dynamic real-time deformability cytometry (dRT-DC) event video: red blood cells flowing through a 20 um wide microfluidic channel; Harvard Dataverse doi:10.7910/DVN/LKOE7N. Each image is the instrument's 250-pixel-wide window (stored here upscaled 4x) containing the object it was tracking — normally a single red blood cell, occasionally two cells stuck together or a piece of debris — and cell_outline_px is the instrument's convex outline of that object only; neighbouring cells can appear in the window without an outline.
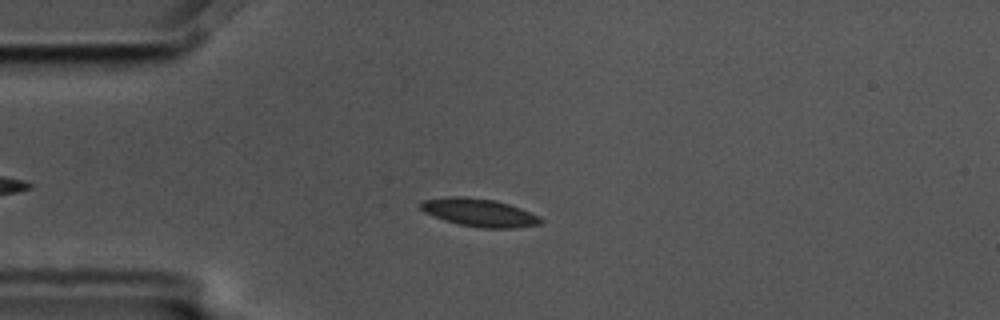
{"species": "common noctule bat (a hibernating species)", "species_latin": "Nyctalus noctula", "temperature_condition": "cold", "stored_images_in_passage": 4, "camera_frame_rate_fps": 3000, "um_per_image_px": 0.085, "animal": {"sex": "male", "body_mass_g": 17.5, "forearm_length_mm": 52.3}, "frame": {"image": 1, "passage_image": 3, "time_ms": 0.667, "image_size_px": [1000, 320], "cell_outline_px": [[544, 220], [540, 224], [512, 228], [484, 228], [460, 224], [444, 220], [424, 212], [420, 208], [420, 204], [424, 200], [448, 196], [464, 196], [496, 200], [520, 208], [540, 216]], "centroid_in_image_um": [40.75, 18.06], "position_along_channel_um": 44.3, "area_um2": 19.48}}